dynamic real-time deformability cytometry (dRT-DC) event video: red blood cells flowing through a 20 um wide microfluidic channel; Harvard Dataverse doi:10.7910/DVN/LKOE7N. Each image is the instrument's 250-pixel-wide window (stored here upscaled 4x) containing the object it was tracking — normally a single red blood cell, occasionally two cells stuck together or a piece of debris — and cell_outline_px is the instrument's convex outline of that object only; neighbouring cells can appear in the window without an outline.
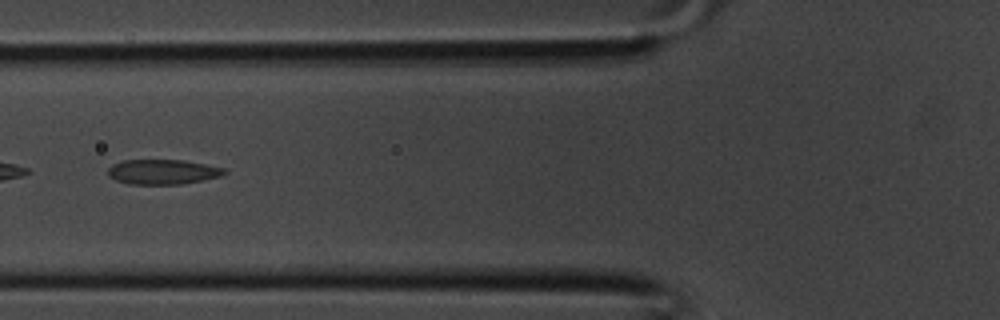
{"species": "common noctule bat (a hibernating species)", "species_latin": "Nyctalus noctula", "temperature_condition": "room temperature", "stored_images_in_passage": 28, "camera_frame_rate_fps": 3000, "um_per_image_px": 0.085, "animal": {"sex": "male", "body_mass_g": 20.1, "forearm_length_mm": 53.5}, "frame": {"image": 1, "passage_image": 5, "time_ms": 1.333, "image_size_px": [1000, 320], "cell_outline_px": [[228, 172], [220, 176], [180, 184], [128, 184], [116, 180], [108, 176], [108, 168], [112, 164], [124, 160], [184, 160], [224, 168]], "centroid_in_image_um": [13.79, 14.6], "position_along_channel_um": 112.0, "area_um2": 16.76}}
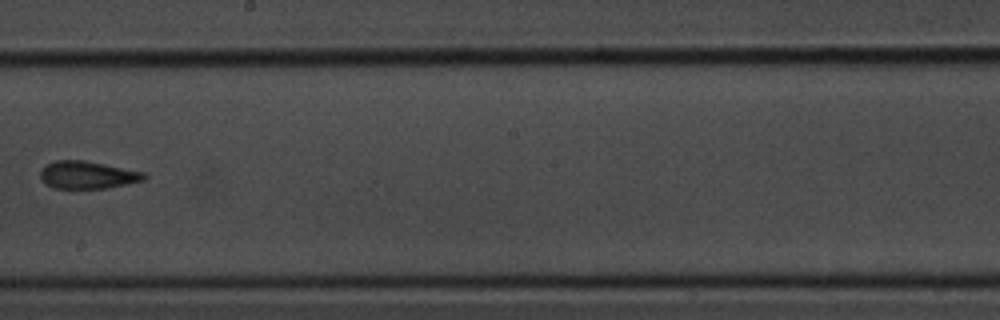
{"frame": {"image": 2, "passage_image": 12, "time_ms": 3.667, "image_size_px": [1000, 320], "cell_outline_px": [[148, 176], [144, 180], [128, 184], [108, 188], [52, 188], [44, 184], [40, 180], [40, 172], [48, 164], [56, 160], [84, 160], [144, 172]], "centroid_in_image_um": [7.44, 14.88], "position_along_channel_um": 240.8, "area_um2": 16.7}}
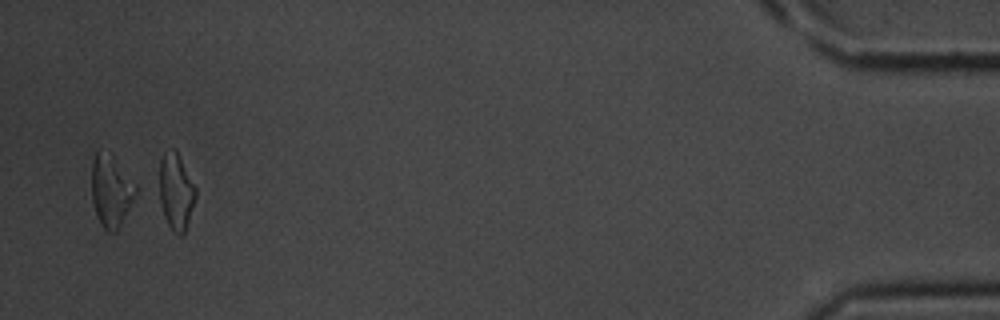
{"frame": {"image": 3, "passage_image": 26, "time_ms": 8.333, "image_size_px": [1000, 320], "cell_outline_px": [[136, 192], [116, 232], [108, 232], [100, 224], [96, 216], [92, 200], [92, 160], [96, 152], [112, 152], [136, 184]], "centroid_in_image_um": [9.42, 16.18], "position_along_channel_um": 425.8, "area_um2": 18.38}}